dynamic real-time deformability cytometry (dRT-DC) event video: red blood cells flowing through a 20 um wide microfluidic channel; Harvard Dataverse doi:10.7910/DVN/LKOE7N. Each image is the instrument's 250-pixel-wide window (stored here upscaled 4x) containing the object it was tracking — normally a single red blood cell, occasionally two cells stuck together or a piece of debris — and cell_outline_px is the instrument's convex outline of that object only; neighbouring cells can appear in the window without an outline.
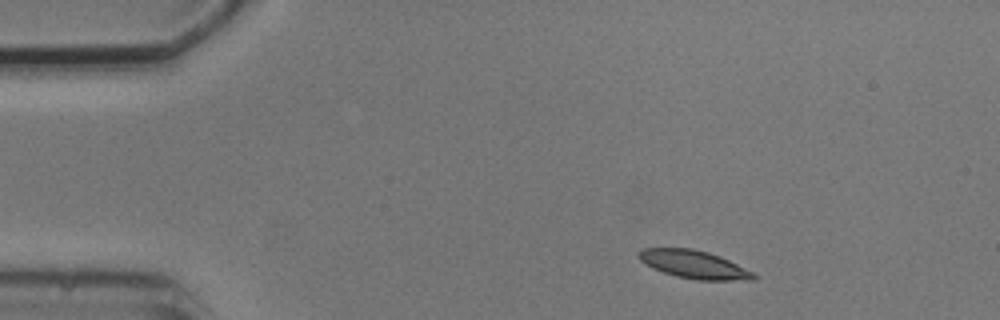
{"species": "common noctule bat (a hibernating species)", "species_latin": "Nyctalus noctula", "temperature_condition": "cold", "stored_images_in_passage": 2, "camera_frame_rate_fps": 3000, "um_per_image_px": 0.085, "animal": {"sex": "male", "body_mass_g": 20.5, "forearm_length_mm": 52.5}, "frame": {"image": 1, "passage_image": 1, "time_ms": 0.0, "image_size_px": [1000, 320], "cell_outline_px": [[756, 276], [752, 280], [696, 280], [676, 276], [652, 268], [640, 260], [636, 256], [636, 252], [640, 248], [692, 248], [708, 252], [720, 256], [756, 272]], "centroid_in_image_um": [58.98, 22.47], "position_along_channel_um": 26.0, "area_um2": 19.02}}